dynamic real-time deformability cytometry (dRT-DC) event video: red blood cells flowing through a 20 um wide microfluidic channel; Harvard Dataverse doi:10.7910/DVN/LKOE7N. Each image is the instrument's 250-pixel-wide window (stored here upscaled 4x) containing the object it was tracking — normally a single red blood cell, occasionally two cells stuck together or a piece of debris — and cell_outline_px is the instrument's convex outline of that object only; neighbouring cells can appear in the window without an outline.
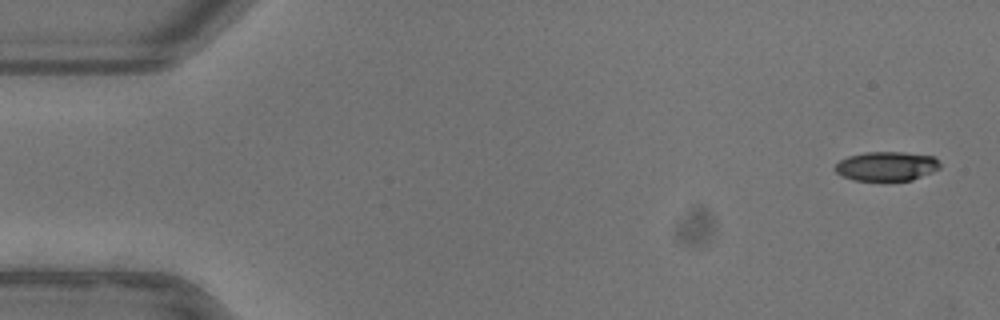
{"species": "common noctule bat (a hibernating species)", "species_latin": "Nyctalus noctula", "temperature_condition": "warm", "stored_images_in_passage": 7, "camera_frame_rate_fps": 3000, "um_per_image_px": 0.085, "animal": {"sex": "female"}, "frame": {"image": 1, "passage_image": 1, "time_ms": 0.0, "image_size_px": [1000, 320], "cell_outline_px": [[940, 168], [932, 172], [912, 180], [852, 180], [836, 172], [836, 164], [840, 160], [848, 156], [864, 152], [904, 152], [932, 156], [940, 164]], "centroid_in_image_um": [75.35, 14.12], "position_along_channel_um": 9.6, "area_um2": 17.69}}